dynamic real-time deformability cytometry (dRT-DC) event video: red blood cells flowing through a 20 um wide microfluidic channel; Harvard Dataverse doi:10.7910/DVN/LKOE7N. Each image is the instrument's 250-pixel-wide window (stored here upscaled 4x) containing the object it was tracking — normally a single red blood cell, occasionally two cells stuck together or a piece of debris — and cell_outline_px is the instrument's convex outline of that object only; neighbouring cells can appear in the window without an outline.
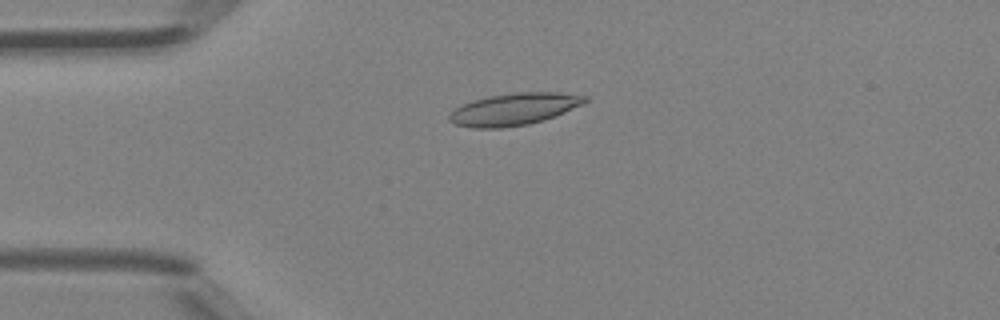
{"species": "Egyptian fruit bat (a non-hibernating species)", "species_latin": "Rousettus aegyptiacus", "temperature_condition": "room temperature", "stored_images_in_passage": 5, "camera_frame_rate_fps": 3000, "um_per_image_px": 0.085, "animal": {"sex": "female"}, "frame": {"image": 1, "passage_image": 4, "time_ms": 1.0, "image_size_px": [1000, 320], "cell_outline_px": [[588, 100], [584, 104], [544, 120], [528, 124], [500, 128], [472, 128], [456, 124], [448, 120], [448, 116], [456, 108], [464, 104], [488, 96], [516, 92], [560, 92], [588, 96]], "centroid_in_image_um": [43.73, 9.27], "position_along_channel_um": 41.3, "area_um2": 25.2}}
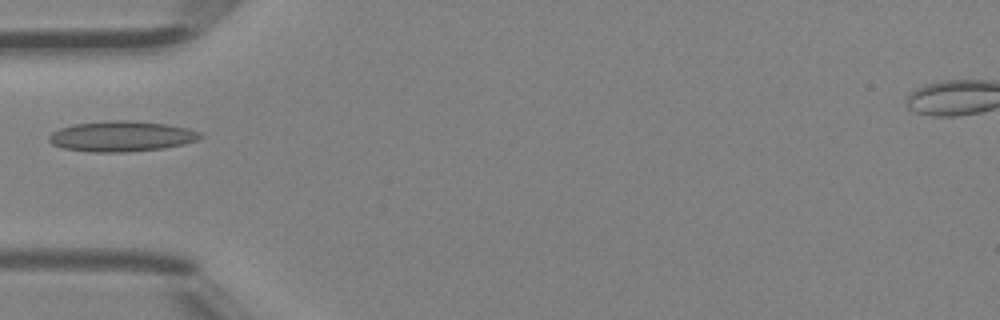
{"frame": {"image": 2, "passage_image": 5, "time_ms": 1.333, "image_size_px": [1000, 320], "cell_outline_px": [[204, 136], [196, 140], [184, 144], [164, 148], [128, 152], [88, 152], [64, 148], [52, 144], [48, 140], [48, 136], [52, 132], [60, 128], [72, 124], [112, 120], [132, 120], [164, 124], [188, 128], [200, 132]], "centroid_in_image_um": [10.32, 11.58], "position_along_channel_um": 74.7, "area_um2": 26.99}}